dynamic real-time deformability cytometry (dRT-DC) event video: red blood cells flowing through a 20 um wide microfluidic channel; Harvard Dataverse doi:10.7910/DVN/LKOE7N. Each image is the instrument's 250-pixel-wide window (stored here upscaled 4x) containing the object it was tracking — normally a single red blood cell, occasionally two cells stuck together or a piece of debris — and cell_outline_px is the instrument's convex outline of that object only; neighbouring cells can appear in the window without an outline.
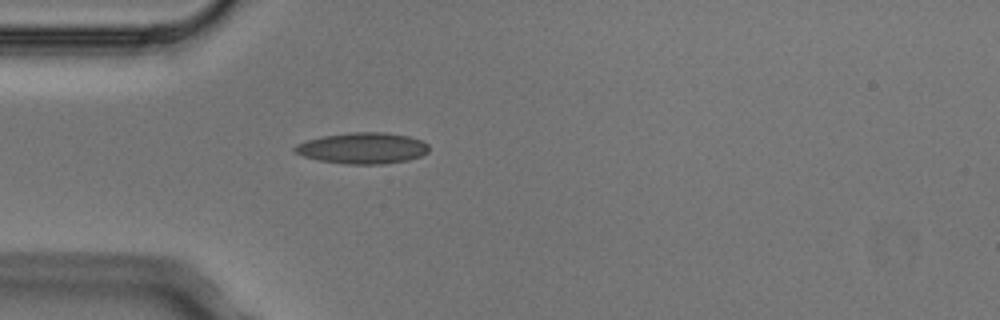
{"species": "Egyptian fruit bat (a non-hibernating species)", "species_latin": "Rousettus aegyptiacus", "temperature_condition": "cold", "stored_images_in_passage": 1, "camera_frame_rate_fps": 3000, "um_per_image_px": 0.085, "animal": {"sex": "male"}, "frame": {"image": 1, "passage_image": 1, "time_ms": 0.0, "image_size_px": [1000, 320], "cell_outline_px": [[428, 152], [420, 156], [408, 160], [380, 164], [344, 164], [320, 160], [304, 156], [296, 152], [292, 148], [296, 144], [308, 140], [324, 136], [352, 132], [384, 132], [408, 136], [420, 140], [428, 144]], "centroid_in_image_um": [30.83, 12.59], "position_along_channel_um": 54.2, "area_um2": 24.1}}